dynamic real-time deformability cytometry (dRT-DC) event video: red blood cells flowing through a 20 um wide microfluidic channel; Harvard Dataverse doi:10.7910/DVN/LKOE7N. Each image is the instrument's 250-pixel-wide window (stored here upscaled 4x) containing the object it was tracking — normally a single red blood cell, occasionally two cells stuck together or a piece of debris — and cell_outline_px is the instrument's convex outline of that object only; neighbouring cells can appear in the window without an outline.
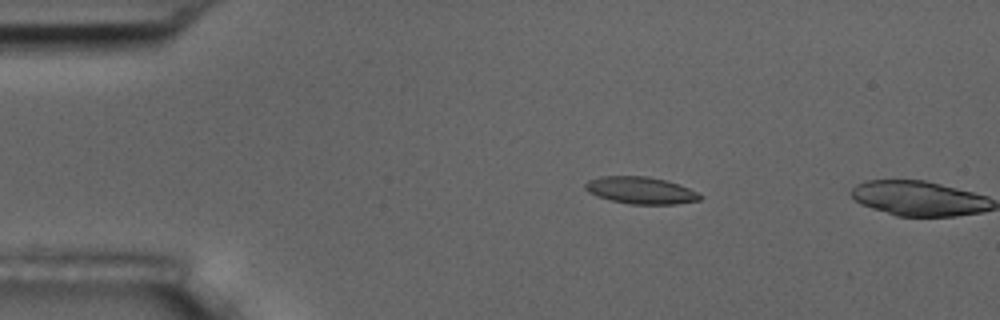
{"species": "common noctule bat (a hibernating species)", "species_latin": "Nyctalus noctula", "temperature_condition": "room temperature", "stored_images_in_passage": 4, "camera_frame_rate_fps": 3000, "um_per_image_px": 0.085, "animal": {"sex": "male", "body_mass_g": 17.5, "forearm_length_mm": 52.3}, "frame": {"image": 1, "passage_image": 3, "time_ms": 3.333, "image_size_px": [1000, 320], "cell_outline_px": [[704, 196], [700, 200], [676, 204], [628, 204], [596, 196], [588, 192], [584, 188], [584, 184], [588, 180], [600, 176], [648, 176], [668, 180], [680, 184]], "centroid_in_image_um": [54.46, 16.17], "position_along_channel_um": 30.5, "area_um2": 18.26}}